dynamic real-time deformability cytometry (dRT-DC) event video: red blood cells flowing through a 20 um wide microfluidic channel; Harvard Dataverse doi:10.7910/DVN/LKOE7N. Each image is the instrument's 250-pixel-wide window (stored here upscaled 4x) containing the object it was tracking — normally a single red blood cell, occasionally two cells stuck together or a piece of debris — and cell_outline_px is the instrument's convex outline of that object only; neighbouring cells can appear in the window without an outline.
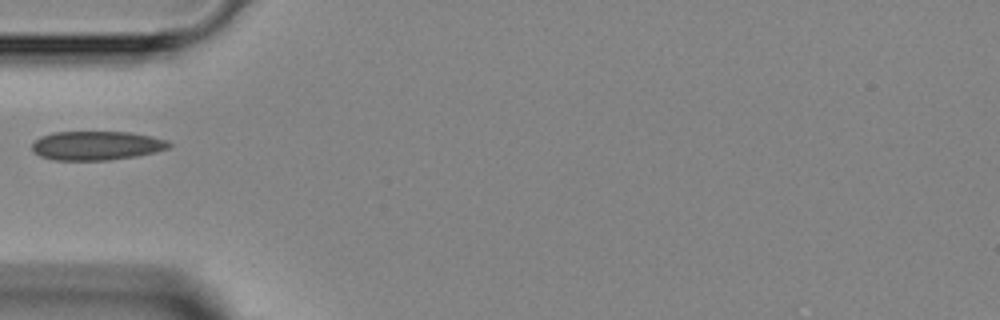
{"species": "Egyptian fruit bat (a non-hibernating species)", "species_latin": "Rousettus aegyptiacus", "temperature_condition": "room temperature", "stored_images_in_passage": 3, "camera_frame_rate_fps": 3000, "um_per_image_px": 0.085, "animal": {"sex": "female"}, "frame": {"image": 1, "passage_image": 3, "time_ms": 2.0, "image_size_px": [1000, 320], "cell_outline_px": [[172, 144], [168, 148], [156, 152], [136, 156], [108, 160], [52, 160], [40, 156], [32, 152], [32, 144], [40, 136], [52, 132], [128, 132], [152, 136], [168, 140]], "centroid_in_image_um": [8.2, 12.37], "position_along_channel_um": 76.8, "area_um2": 23.29}}